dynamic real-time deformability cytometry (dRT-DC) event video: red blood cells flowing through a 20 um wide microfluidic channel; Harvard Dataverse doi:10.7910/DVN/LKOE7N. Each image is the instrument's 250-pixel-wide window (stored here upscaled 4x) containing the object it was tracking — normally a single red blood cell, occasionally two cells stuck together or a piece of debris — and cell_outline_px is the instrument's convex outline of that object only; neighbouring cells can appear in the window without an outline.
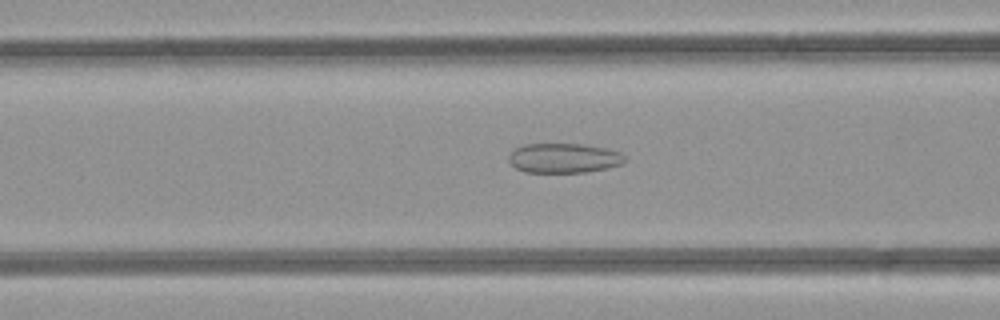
{"species": "common noctule bat (a hibernating species)", "species_latin": "Nyctalus noctula", "temperature_condition": "room temperature", "stored_images_in_passage": 49, "camera_frame_rate_fps": 3000, "um_per_image_px": 0.085, "animal": {"sex": "female", "body_mass_g": 21.9}, "frame": {"image": 1, "passage_image": 20, "time_ms": 6.333, "image_size_px": [1000, 320], "cell_outline_px": [[624, 160], [620, 164], [608, 168], [588, 172], [524, 172], [516, 168], [508, 160], [508, 156], [516, 148], [524, 144], [580, 144], [604, 148], [620, 152], [624, 156]], "centroid_in_image_um": [47.9, 13.44], "position_along_channel_um": 118.7, "area_um2": 19.88}}
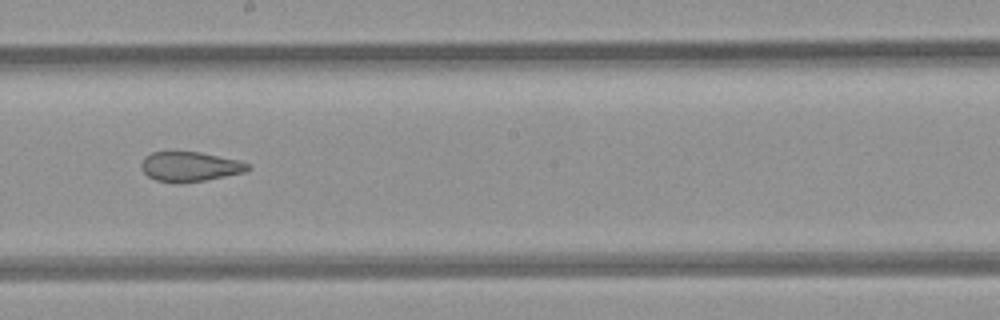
{"frame": {"image": 2, "passage_image": 28, "time_ms": 9.0, "image_size_px": [1000, 320], "cell_outline_px": [[252, 168], [244, 172], [204, 180], [180, 184], [176, 184], [156, 180], [148, 176], [140, 168], [140, 164], [144, 156], [152, 152], [200, 152], [240, 160], [248, 164]], "centroid_in_image_um": [16.11, 14.17], "position_along_channel_um": 232.1, "area_um2": 18.61}}
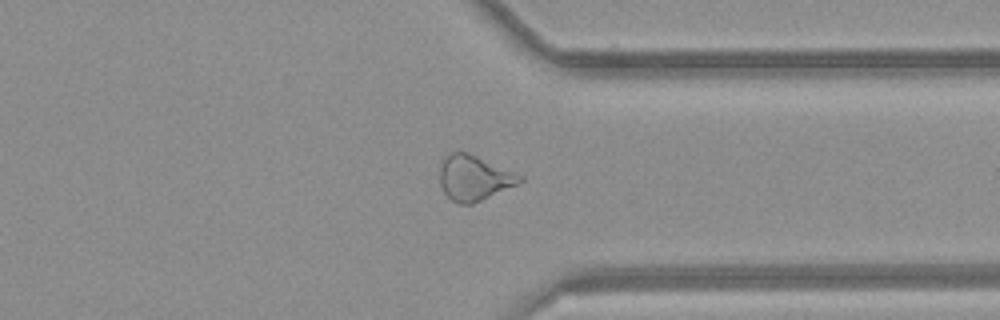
{"frame": {"image": 3, "passage_image": 38, "time_ms": 12.333, "image_size_px": [1000, 320], "cell_outline_px": [[524, 180], [516, 184], [472, 204], [460, 204], [452, 200], [444, 192], [440, 184], [440, 168], [444, 156], [452, 152], [468, 152], [516, 172], [524, 176]], "centroid_in_image_um": [40.29, 15.1], "position_along_channel_um": 371.1, "area_um2": 20.92}, "authors_computed_cell_mechanics": {"area_um2": 23.4668, "velocity_mm_per_s": 4.2401, "shape_relaxation_time_tau1_ms": null, "shape_relaxation_time_tau2_ms": 2.2207, "deformation_change_tau1": null, "deformation_change_tau2": 0.1094}}